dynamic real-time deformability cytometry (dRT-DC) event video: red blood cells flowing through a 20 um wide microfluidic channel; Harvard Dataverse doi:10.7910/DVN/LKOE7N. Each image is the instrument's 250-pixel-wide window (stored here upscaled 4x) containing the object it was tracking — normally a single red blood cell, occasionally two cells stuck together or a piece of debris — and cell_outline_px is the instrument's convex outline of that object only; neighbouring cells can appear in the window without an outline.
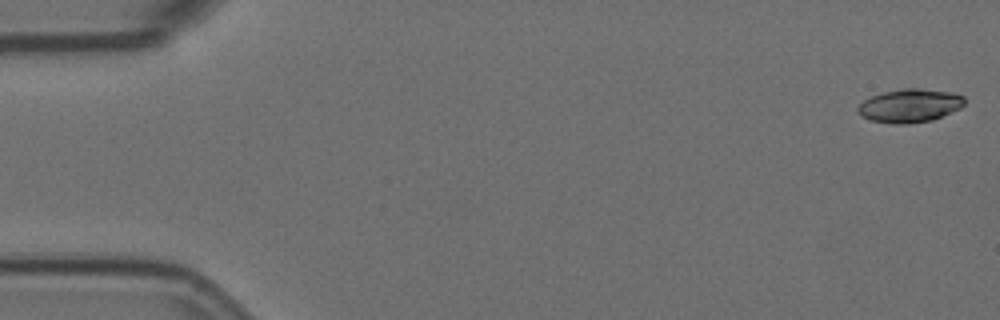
{"species": "Egyptian fruit bat (a non-hibernating species)", "species_latin": "Rousettus aegyptiacus", "temperature_condition": "room temperature", "stored_images_in_passage": 56, "camera_frame_rate_fps": 3000, "um_per_image_px": 0.085, "animal": {"sex": "female"}, "frame": {"image": 1, "passage_image": 1, "time_ms": 0.0, "image_size_px": [1000, 320], "cell_outline_px": [[964, 104], [960, 108], [932, 120], [908, 124], [892, 124], [872, 120], [860, 116], [856, 112], [856, 108], [864, 100], [872, 96], [884, 92], [904, 88], [916, 88], [948, 92], [964, 96]], "centroid_in_image_um": [77.29, 8.99], "position_along_channel_um": 7.7, "area_um2": 20.63}}
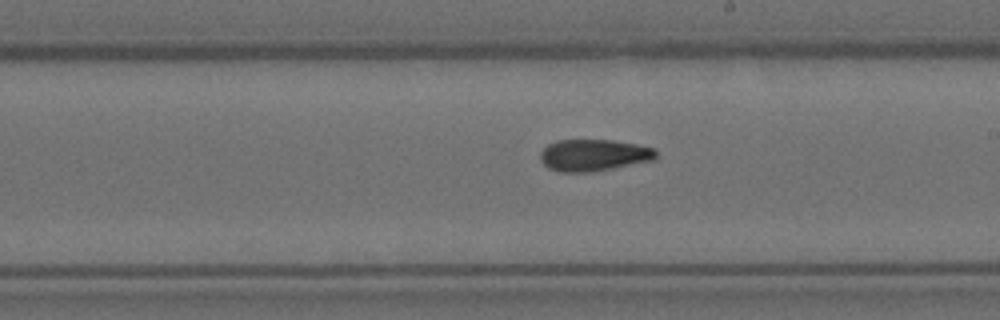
{"frame": {"image": 2, "passage_image": 32, "time_ms": 10.333, "image_size_px": [1000, 320], "cell_outline_px": [[656, 156], [652, 160], [592, 172], [556, 172], [548, 168], [540, 160], [540, 152], [548, 144], [556, 140], [612, 140], [636, 144], [652, 148], [656, 152]], "centroid_in_image_um": [50.4, 13.19], "position_along_channel_um": 238.6, "area_um2": 21.33}}
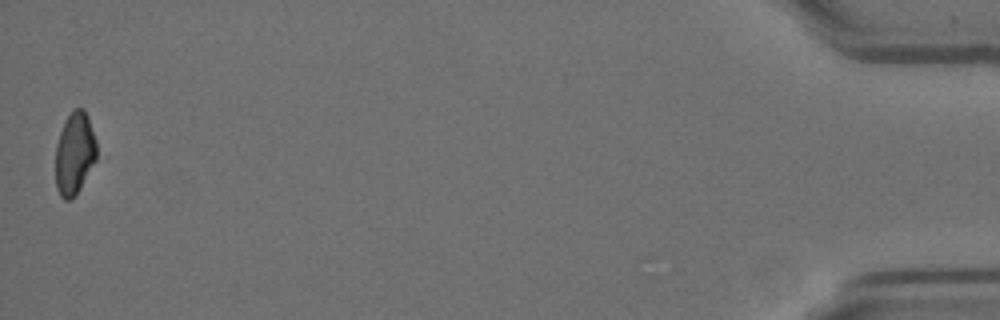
{"frame": {"image": 3, "passage_image": 56, "time_ms": 18.333, "image_size_px": [1000, 320], "cell_outline_px": [[96, 160], [80, 188], [68, 200], [64, 200], [60, 196], [56, 188], [56, 144], [60, 132], [72, 108], [84, 108], [88, 116], [96, 140]], "centroid_in_image_um": [6.34, 13.01], "position_along_channel_um": 428.9, "area_um2": 19.59}, "authors_computed_cell_mechanics": {"area_um2": 21.5883, "velocity_mm_per_s": 3.5758, "shape_relaxation_time_tau1_ms": 4.4958, "shape_relaxation_time_tau2_ms": null, "deformation_change_tau1": 0.1076, "deformation_change_tau2": null}}